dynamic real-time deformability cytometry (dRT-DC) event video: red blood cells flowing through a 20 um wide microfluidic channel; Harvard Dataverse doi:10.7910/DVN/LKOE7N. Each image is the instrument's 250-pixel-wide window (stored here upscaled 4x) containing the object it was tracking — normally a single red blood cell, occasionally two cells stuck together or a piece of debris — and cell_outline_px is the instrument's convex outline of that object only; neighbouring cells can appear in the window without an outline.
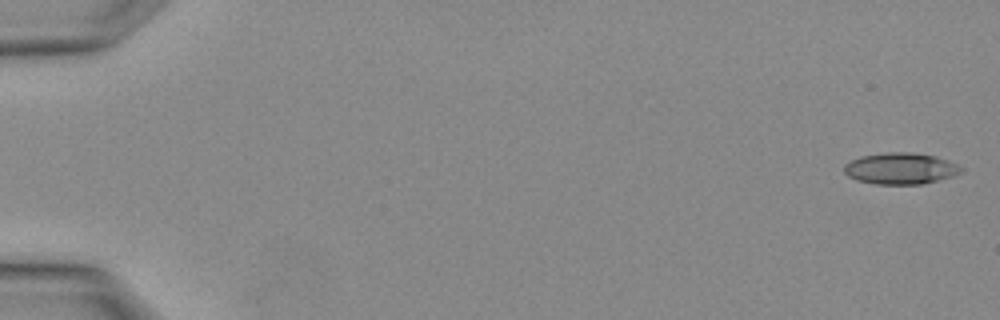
{"species": "Egyptian fruit bat (a non-hibernating species)", "species_latin": "Rousettus aegyptiacus", "temperature_condition": "warm", "stored_images_in_passage": 4, "camera_frame_rate_fps": 3000, "um_per_image_px": 0.085, "animal": {"sex": "female"}, "frame": {"image": 1, "passage_image": 1, "time_ms": 0.0, "image_size_px": [1000, 320], "cell_outline_px": [[964, 172], [952, 176], [920, 184], [876, 184], [856, 180], [848, 176], [844, 172], [844, 164], [860, 156], [888, 152], [912, 152], [936, 156], [948, 160], [964, 168]], "centroid_in_image_um": [76.55, 14.31], "position_along_channel_um": 8.5, "area_um2": 21.44}}
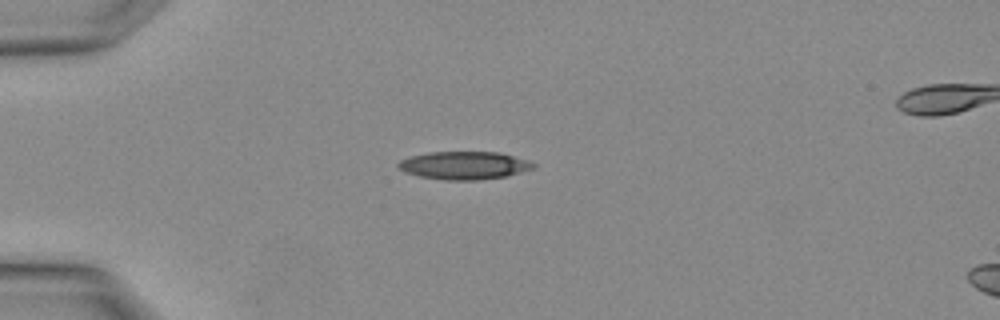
{"frame": {"image": 2, "passage_image": 3, "time_ms": 0.667, "image_size_px": [1000, 320], "cell_outline_px": [[536, 168], [508, 176], [476, 180], [444, 180], [420, 176], [404, 172], [396, 164], [400, 160], [412, 156], [428, 152], [500, 152], [528, 160], [536, 164]], "centroid_in_image_um": [39.49, 14.06], "position_along_channel_um": 45.5, "area_um2": 22.08}}